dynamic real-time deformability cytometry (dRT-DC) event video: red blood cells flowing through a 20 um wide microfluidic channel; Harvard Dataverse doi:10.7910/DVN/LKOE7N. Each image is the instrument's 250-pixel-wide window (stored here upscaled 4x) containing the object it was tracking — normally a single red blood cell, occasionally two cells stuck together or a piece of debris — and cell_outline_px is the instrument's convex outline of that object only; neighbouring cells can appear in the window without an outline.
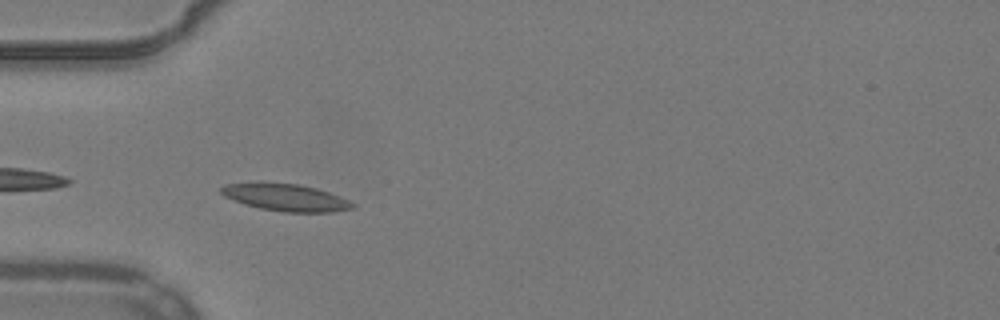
{"species": "common noctule bat (a hibernating species)", "species_latin": "Nyctalus noctula", "temperature_condition": "warm", "stored_images_in_passage": 37, "camera_frame_rate_fps": 3000, "um_per_image_px": 0.085, "animal": {"sex": "male", "body_mass_g": 19.2, "forearm_length_mm": 51.8}, "frame": {"image": 1, "passage_image": 2, "time_ms": 0.333, "image_size_px": [1000, 320], "cell_outline_px": [[356, 208], [332, 212], [284, 212], [260, 208], [244, 204], [224, 196], [220, 192], [220, 188], [224, 184], [300, 184], [316, 188], [340, 196], [356, 204]], "centroid_in_image_um": [24.35, 16.81], "position_along_channel_um": 60.6, "area_um2": 20.35}}
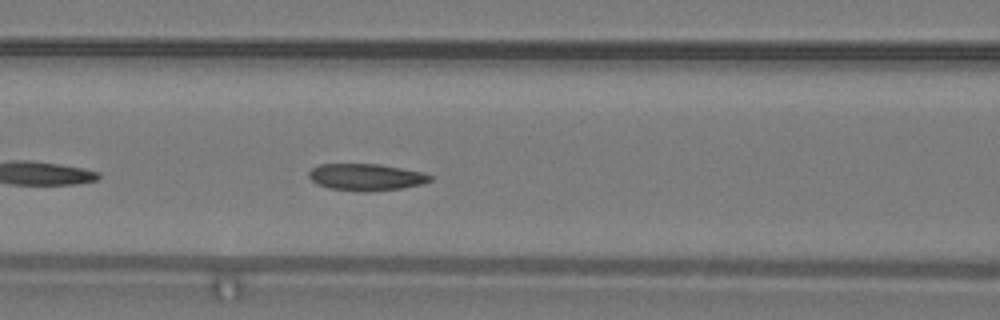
{"frame": {"image": 2, "passage_image": 8, "time_ms": 2.333, "image_size_px": [1000, 320], "cell_outline_px": [[432, 180], [424, 184], [400, 188], [368, 192], [360, 192], [328, 188], [316, 184], [308, 176], [308, 172], [312, 168], [320, 164], [380, 164], [424, 172], [432, 176]], "centroid_in_image_um": [31.12, 15.06], "position_along_channel_um": 135.5, "area_um2": 19.19}}
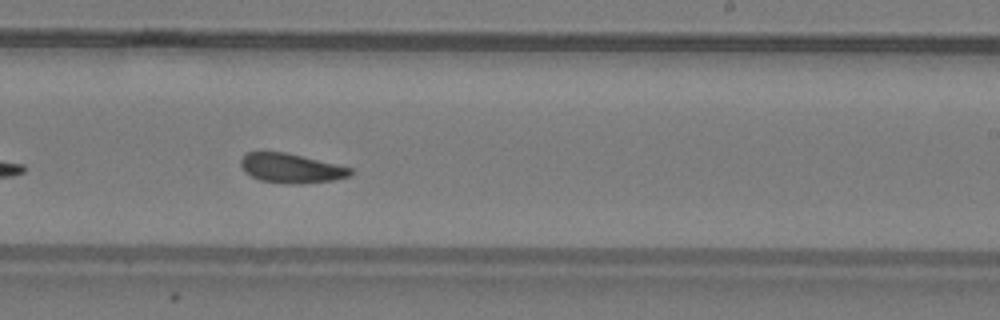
{"frame": {"image": 3, "passage_image": 18, "time_ms": 5.667, "image_size_px": [1000, 320], "cell_outline_px": [[352, 172], [348, 176], [332, 180], [300, 184], [284, 184], [260, 180], [244, 172], [240, 164], [240, 160], [248, 152], [284, 152], [352, 168]], "centroid_in_image_um": [24.7, 14.31], "position_along_channel_um": 264.3, "area_um2": 18.55}, "authors_computed_cell_mechanics": {"area_um2": 18.8428, "velocity_mm_per_s": 3.8695, "shape_relaxation_time_tau1_ms": 3.2457, "shape_relaxation_time_tau2_ms": 3.6521, "deformation_change_tau1": 0.1034, "deformation_change_tau2": 0.1048}}